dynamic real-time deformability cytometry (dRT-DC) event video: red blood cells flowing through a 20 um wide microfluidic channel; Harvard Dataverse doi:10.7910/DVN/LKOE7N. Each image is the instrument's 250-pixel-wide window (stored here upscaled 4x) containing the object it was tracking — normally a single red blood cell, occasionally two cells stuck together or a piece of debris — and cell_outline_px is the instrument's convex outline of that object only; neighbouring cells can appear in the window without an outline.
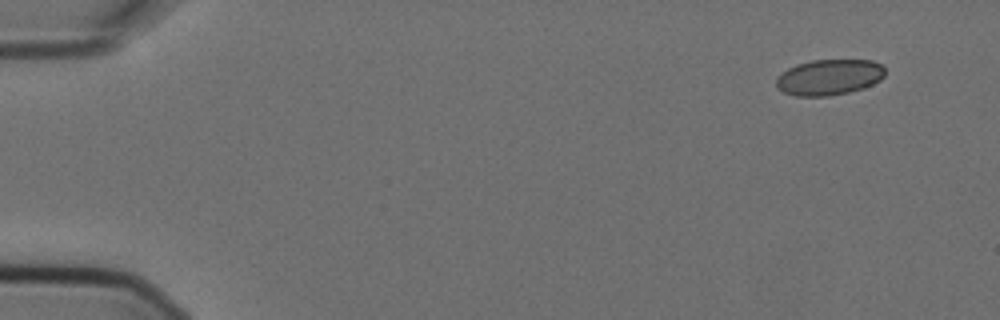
{"species": "Egyptian fruit bat (a non-hibernating species)", "species_latin": "Rousettus aegyptiacus", "temperature_condition": "cold", "stored_images_in_passage": 4, "camera_frame_rate_fps": 3000, "um_per_image_px": 0.085, "animal": {"sex": "female"}, "frame": {"image": 1, "passage_image": 1, "time_ms": 0.0, "image_size_px": [1000, 320], "cell_outline_px": [[884, 76], [880, 80], [864, 88], [848, 92], [828, 96], [796, 96], [784, 92], [776, 88], [776, 76], [780, 72], [796, 64], [812, 60], [872, 60], [880, 64], [884, 68]], "centroid_in_image_um": [70.44, 6.56], "position_along_channel_um": 14.6, "area_um2": 22.83}}
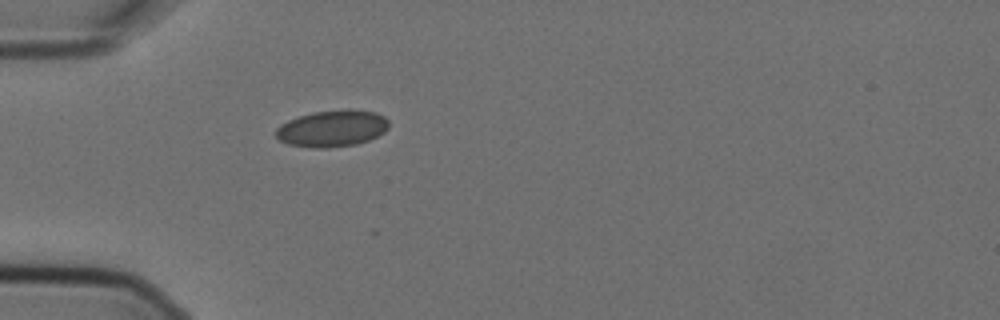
{"frame": {"image": 2, "passage_image": 4, "time_ms": 1.0, "image_size_px": [1000, 320], "cell_outline_px": [[388, 128], [384, 132], [368, 140], [356, 144], [328, 148], [316, 148], [288, 144], [280, 140], [276, 136], [276, 128], [280, 124], [288, 120], [312, 112], [348, 108], [376, 112], [384, 116], [388, 120]], "centroid_in_image_um": [28.24, 10.9], "position_along_channel_um": 56.8, "area_um2": 24.22}}